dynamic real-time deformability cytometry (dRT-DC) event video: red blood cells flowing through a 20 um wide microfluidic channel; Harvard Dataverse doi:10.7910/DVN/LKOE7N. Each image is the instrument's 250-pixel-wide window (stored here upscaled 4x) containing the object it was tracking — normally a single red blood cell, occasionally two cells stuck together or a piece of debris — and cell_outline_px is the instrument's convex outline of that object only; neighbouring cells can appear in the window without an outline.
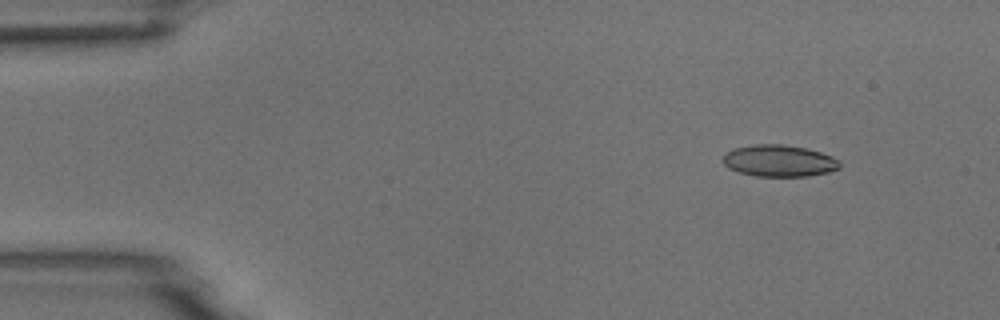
{"species": "common noctule bat (a hibernating species)", "species_latin": "Nyctalus noctula", "temperature_condition": "room temperature", "stored_images_in_passage": 10, "camera_frame_rate_fps": 3000, "um_per_image_px": 0.085, "animal": {"sex": "male", "body_mass_g": 18.8}, "frame": {"image": 1, "passage_image": 2, "time_ms": 1.333, "image_size_px": [1000, 320], "cell_outline_px": [[840, 168], [828, 172], [808, 176], [756, 176], [740, 172], [728, 168], [724, 164], [724, 152], [732, 148], [752, 144], [784, 144], [808, 148], [832, 156], [840, 160]], "centroid_in_image_um": [66.22, 13.65], "position_along_channel_um": 18.8, "area_um2": 21.79}}
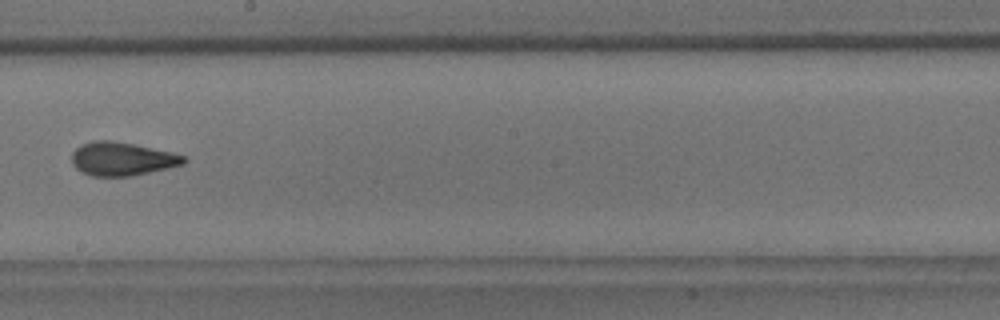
{"frame": {"image": 2, "passage_image": 9, "time_ms": 9.333, "image_size_px": [1000, 320], "cell_outline_px": [[188, 160], [184, 164], [168, 168], [132, 176], [92, 176], [80, 172], [72, 164], [72, 152], [80, 144], [92, 140], [112, 140], [172, 152], [188, 156]], "centroid_in_image_um": [10.37, 13.5], "position_along_channel_um": 237.8, "area_um2": 22.08}}
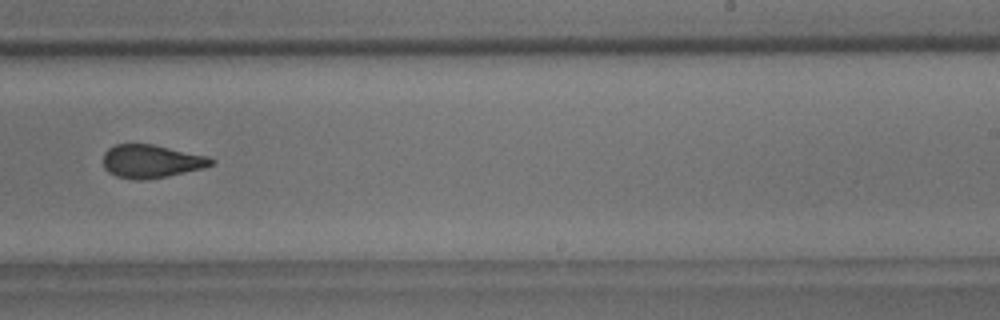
{"frame": {"image": 3, "passage_image": 10, "time_ms": 10.333, "image_size_px": [1000, 320], "cell_outline_px": [[216, 160], [212, 164], [204, 168], [168, 176], [144, 180], [132, 180], [116, 176], [108, 172], [104, 168], [104, 152], [108, 148], [116, 144], [152, 144], [208, 156]], "centroid_in_image_um": [12.85, 13.72], "position_along_channel_um": 276.1, "area_um2": 20.98}}